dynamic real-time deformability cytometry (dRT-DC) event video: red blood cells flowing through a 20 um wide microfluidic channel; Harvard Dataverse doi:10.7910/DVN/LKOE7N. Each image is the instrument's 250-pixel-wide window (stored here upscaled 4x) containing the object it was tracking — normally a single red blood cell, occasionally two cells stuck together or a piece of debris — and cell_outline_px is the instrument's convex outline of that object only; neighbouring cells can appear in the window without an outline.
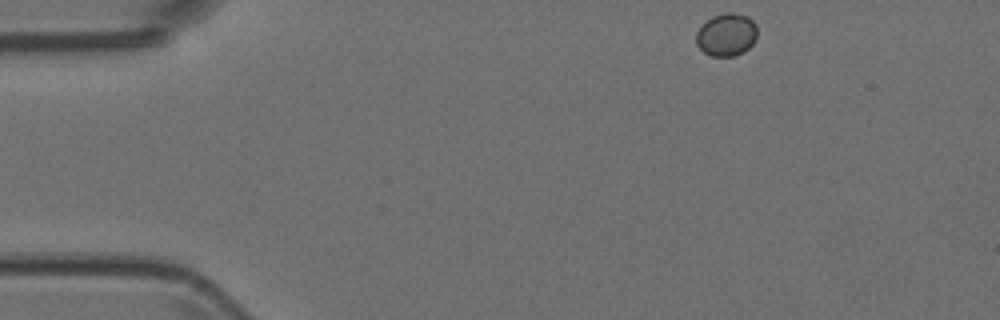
{"species": "Egyptian fruit bat (a non-hibernating species)", "species_latin": "Rousettus aegyptiacus", "temperature_condition": "room temperature", "stored_images_in_passage": 5, "camera_frame_rate_fps": 3000, "um_per_image_px": 0.085, "animal": {"sex": "female"}, "frame": {"image": 1, "passage_image": 1, "time_ms": 0.0, "image_size_px": [1000, 320], "cell_outline_px": [[756, 36], [752, 44], [744, 52], [732, 56], [712, 56], [704, 52], [696, 44], [696, 32], [712, 16], [724, 12], [732, 12], [748, 16], [756, 24]], "centroid_in_image_um": [61.75, 2.94], "position_along_channel_um": 23.2, "area_um2": 15.14}}
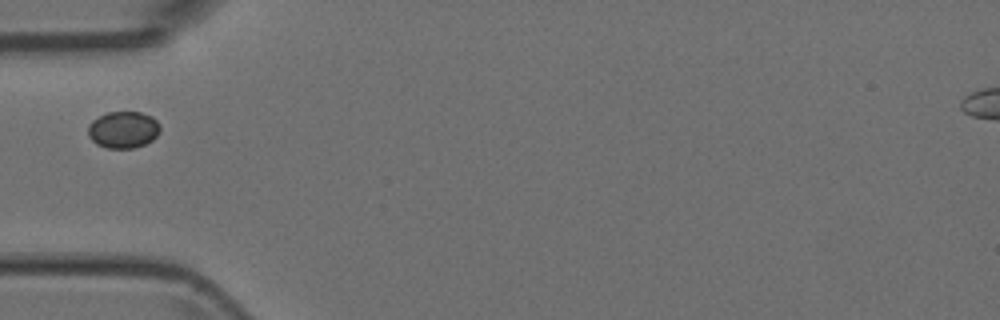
{"frame": {"image": 2, "passage_image": 4, "time_ms": 1.0, "image_size_px": [1000, 320], "cell_outline_px": [[160, 132], [152, 140], [144, 144], [132, 148], [108, 148], [96, 144], [88, 136], [88, 124], [92, 120], [108, 112], [140, 112], [152, 116], [160, 124]], "centroid_in_image_um": [10.48, 11.02], "position_along_channel_um": 74.5, "area_um2": 15.49}}
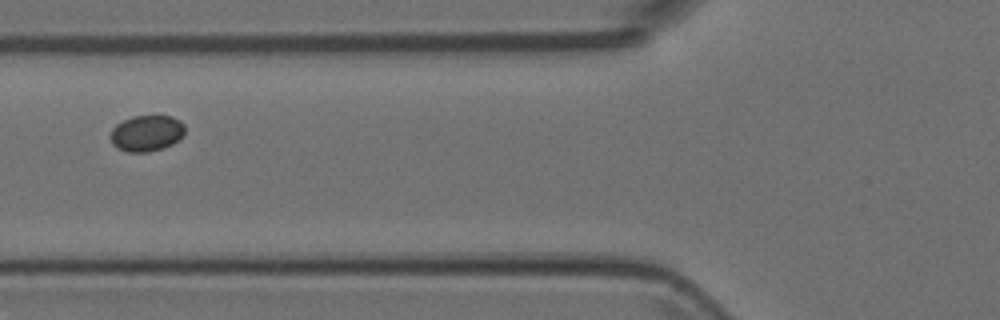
{"frame": {"image": 3, "passage_image": 5, "time_ms": 1.333, "image_size_px": [1000, 320], "cell_outline_px": [[184, 132], [172, 144], [164, 148], [148, 152], [128, 152], [116, 148], [112, 144], [112, 128], [116, 124], [132, 116], [172, 116], [180, 120], [184, 124]], "centroid_in_image_um": [12.45, 11.32], "position_along_channel_um": 113.3, "area_um2": 15.55}}